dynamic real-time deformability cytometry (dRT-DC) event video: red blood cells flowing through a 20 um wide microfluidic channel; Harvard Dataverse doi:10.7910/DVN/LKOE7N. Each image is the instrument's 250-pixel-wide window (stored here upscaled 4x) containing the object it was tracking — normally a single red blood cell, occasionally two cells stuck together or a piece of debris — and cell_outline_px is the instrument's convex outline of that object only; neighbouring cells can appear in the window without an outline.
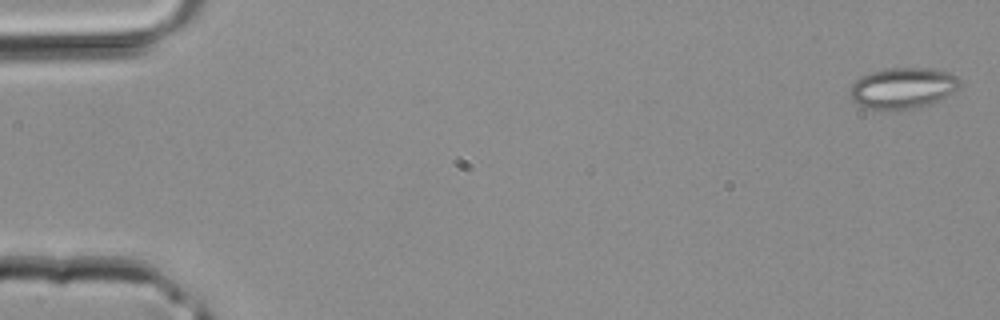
{"species": "common noctule bat (a hibernating species)", "species_latin": "Nyctalus noctula", "temperature_condition": "room temperature", "stored_images_in_passage": 30, "camera_frame_rate_fps": 3000, "um_per_image_px": 0.085, "animal": {"sex": "male", "body_mass_g": 20.4}, "frame": {"image": 1, "passage_image": 1, "time_ms": 0.0, "image_size_px": [1000, 320], "cell_outline_px": [[956, 88], [948, 96], [940, 100], [928, 104], [912, 108], [864, 108], [856, 104], [852, 100], [848, 92], [852, 84], [860, 76], [872, 72], [888, 68], [936, 68], [952, 72], [956, 80]], "centroid_in_image_um": [76.68, 7.46], "position_along_channel_um": 8.3, "area_um2": 25.84}}
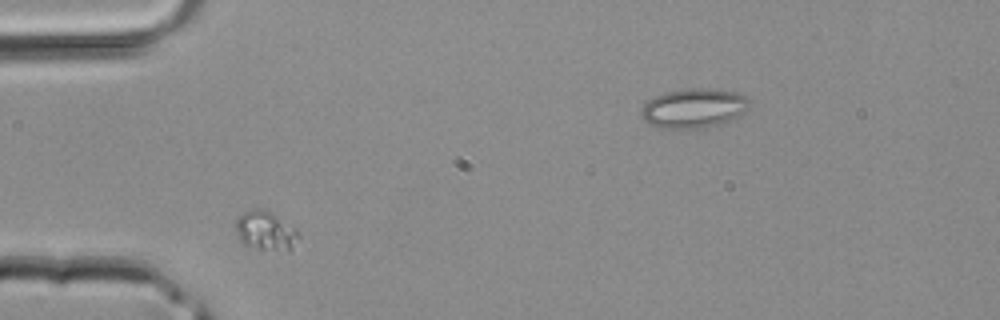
{"frame": {"image": 2, "passage_image": 7, "time_ms": 2.0, "image_size_px": [1000, 320], "cell_outline_px": [[300, 236], [292, 248], [288, 252], [260, 248], [244, 244], [240, 240], [236, 228], [236, 220], [244, 212], [252, 208], [264, 208], [272, 212], [296, 228]], "centroid_in_image_um": [22.62, 19.6], "position_along_channel_um": 62.4, "area_um2": 14.33}}